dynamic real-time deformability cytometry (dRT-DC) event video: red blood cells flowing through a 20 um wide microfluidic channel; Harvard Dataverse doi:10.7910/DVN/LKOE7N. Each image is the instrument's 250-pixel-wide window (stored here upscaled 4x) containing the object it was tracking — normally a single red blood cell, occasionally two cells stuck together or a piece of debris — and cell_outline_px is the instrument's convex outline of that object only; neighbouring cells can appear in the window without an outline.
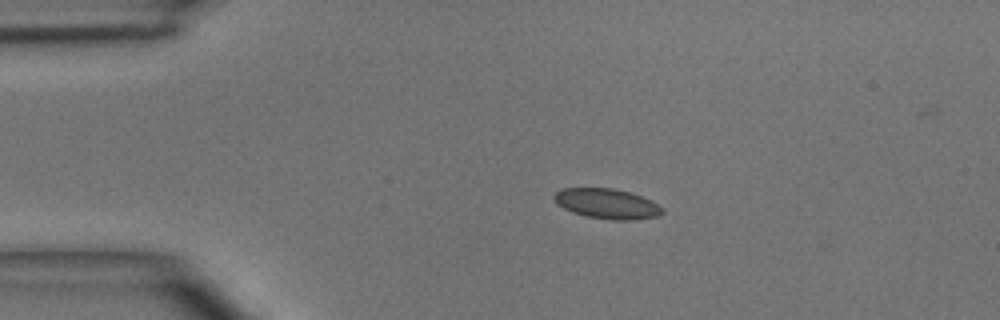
{"species": "common noctule bat (a hibernating species)", "species_latin": "Nyctalus noctula", "temperature_condition": "room temperature", "stored_images_in_passage": 2, "camera_frame_rate_fps": 3000, "um_per_image_px": 0.085, "animal": {"sex": "male", "body_mass_g": 15.6}, "frame": {"image": 1, "passage_image": 1, "time_ms": 0.0, "image_size_px": [1000, 320], "cell_outline_px": [[664, 212], [656, 216], [632, 220], [612, 220], [584, 216], [572, 212], [556, 204], [552, 196], [560, 188], [612, 188], [628, 192], [652, 200], [664, 208]], "centroid_in_image_um": [51.57, 17.31], "position_along_channel_um": 33.4, "area_um2": 19.07}}